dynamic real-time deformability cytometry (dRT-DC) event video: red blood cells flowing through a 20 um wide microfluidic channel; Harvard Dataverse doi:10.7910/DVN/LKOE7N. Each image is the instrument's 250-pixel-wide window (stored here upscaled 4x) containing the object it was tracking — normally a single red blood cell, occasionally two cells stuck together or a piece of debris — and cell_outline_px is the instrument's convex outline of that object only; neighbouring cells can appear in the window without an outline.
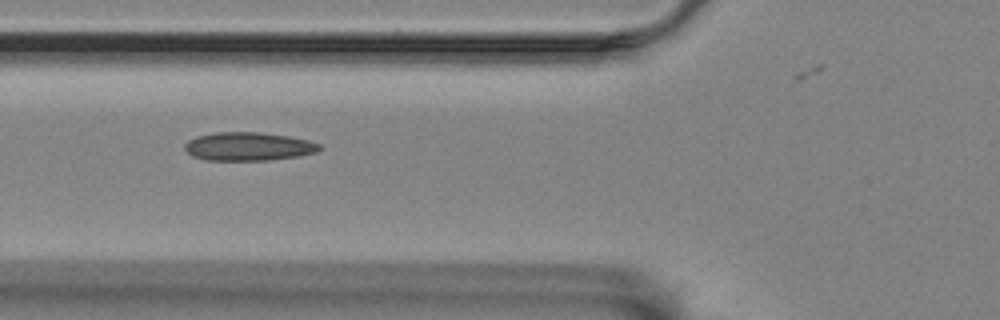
{"species": "Egyptian fruit bat (a non-hibernating species)", "species_latin": "Rousettus aegyptiacus", "temperature_condition": "room temperature", "stored_images_in_passage": 12, "camera_frame_rate_fps": 3000, "um_per_image_px": 0.085, "animal": {"sex": "female"}, "frame": {"image": 1, "passage_image": 4, "time_ms": 5.667, "image_size_px": [1000, 320], "cell_outline_px": [[320, 148], [316, 152], [300, 156], [268, 160], [204, 160], [192, 156], [184, 148], [184, 144], [188, 140], [196, 136], [216, 132], [260, 132], [288, 136], [308, 140], [320, 144]], "centroid_in_image_um": [21.09, 12.45], "position_along_channel_um": 104.7, "area_um2": 22.37}}
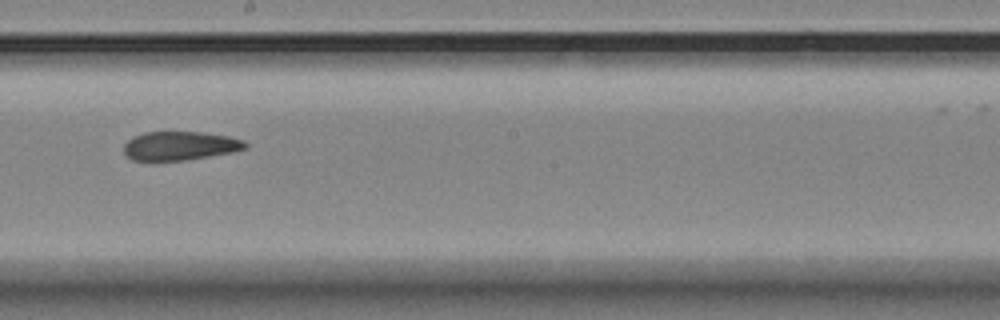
{"frame": {"image": 2, "passage_image": 7, "time_ms": 9.333, "image_size_px": [1000, 320], "cell_outline_px": [[248, 148], [232, 152], [184, 160], [132, 160], [124, 152], [124, 144], [132, 136], [144, 132], [200, 132], [228, 136], [244, 140], [248, 144]], "centroid_in_image_um": [15.3, 12.38], "position_along_channel_um": 232.9, "area_um2": 20.29}}
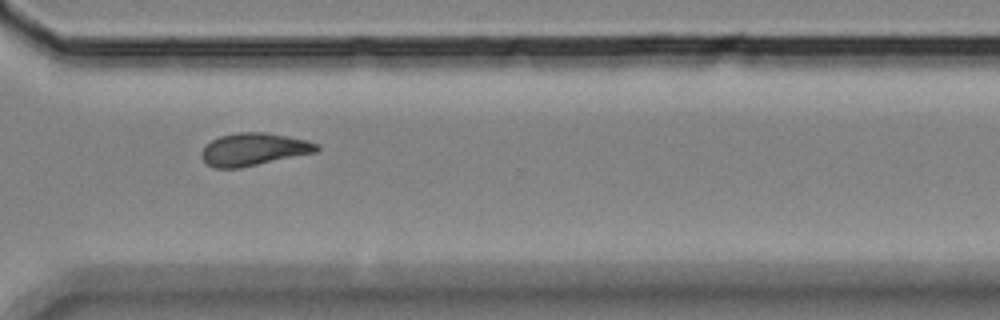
{"frame": {"image": 3, "passage_image": 10, "time_ms": 12.667, "image_size_px": [1000, 320], "cell_outline_px": [[320, 148], [316, 152], [240, 168], [212, 168], [200, 156], [200, 152], [212, 140], [220, 136], [236, 132], [264, 132], [308, 140], [320, 144]], "centroid_in_image_um": [21.57, 12.69], "position_along_channel_um": 349.0, "area_um2": 21.85}, "authors_computed_cell_mechanics": {"area_um2": 20.6635, "velocity_mm_per_s": 3.4847, "shape_relaxation_time_tau1_ms": null, "shape_relaxation_time_tau2_ms": 4.8796, "deformation_change_tau1": null, "deformation_change_tau2": 0.0802}}